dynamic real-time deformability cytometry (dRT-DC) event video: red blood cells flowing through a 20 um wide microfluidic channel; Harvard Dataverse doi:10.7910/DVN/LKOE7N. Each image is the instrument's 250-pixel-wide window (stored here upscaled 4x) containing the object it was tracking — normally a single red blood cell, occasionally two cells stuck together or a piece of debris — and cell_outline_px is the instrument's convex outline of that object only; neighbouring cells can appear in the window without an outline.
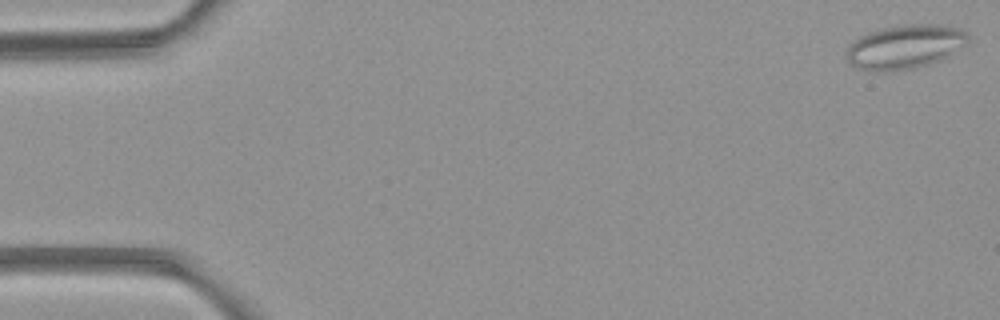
{"species": "common noctule bat (a hibernating species)", "species_latin": "Nyctalus noctula", "temperature_condition": "room temperature", "stored_images_in_passage": 6, "camera_frame_rate_fps": 3000, "um_per_image_px": 0.085, "animal": {"sex": "female", "body_mass_g": 21.9}, "frame": {"image": 1, "passage_image": 1, "time_ms": 0.0, "image_size_px": [1000, 320], "cell_outline_px": [[968, 44], [940, 60], [928, 64], [912, 68], [888, 72], [868, 72], [856, 68], [848, 60], [848, 48], [860, 36], [868, 32], [880, 28], [908, 24], [932, 24], [952, 28], [964, 32], [968, 36]], "centroid_in_image_um": [76.89, 4.0], "position_along_channel_um": 8.1, "area_um2": 30.87}}